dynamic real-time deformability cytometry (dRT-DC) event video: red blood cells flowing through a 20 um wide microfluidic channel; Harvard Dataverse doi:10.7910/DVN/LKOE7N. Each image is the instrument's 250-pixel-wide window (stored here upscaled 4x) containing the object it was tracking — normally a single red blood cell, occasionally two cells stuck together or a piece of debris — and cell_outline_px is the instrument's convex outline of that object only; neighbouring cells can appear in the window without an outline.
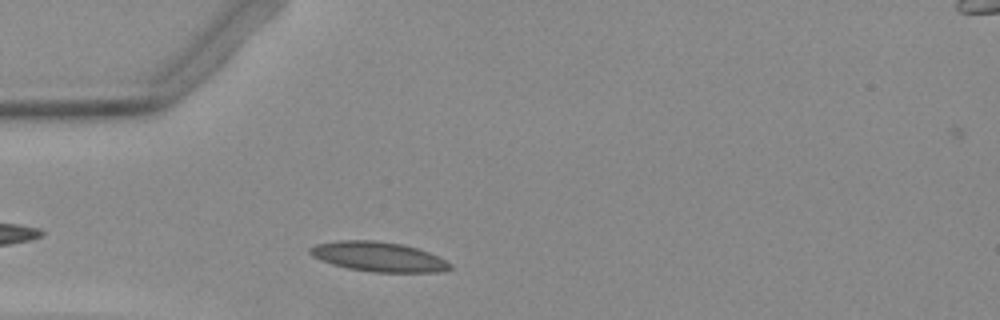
{"species": "Egyptian fruit bat (a non-hibernating species)", "species_latin": "Rousettus aegyptiacus", "temperature_condition": "warm", "stored_images_in_passage": 16, "camera_frame_rate_fps": 3000, "um_per_image_px": 0.085, "animal": {"sex": "female"}, "frame": {"image": 1, "passage_image": 2, "time_ms": 0.333, "image_size_px": [1000, 320], "cell_outline_px": [[452, 268], [436, 272], [372, 272], [348, 268], [332, 264], [320, 260], [312, 256], [308, 252], [308, 248], [316, 244], [336, 240], [376, 240], [400, 244], [416, 248], [428, 252], [452, 264]], "centroid_in_image_um": [32.11, 21.81], "position_along_channel_um": 52.9, "area_um2": 24.16}}
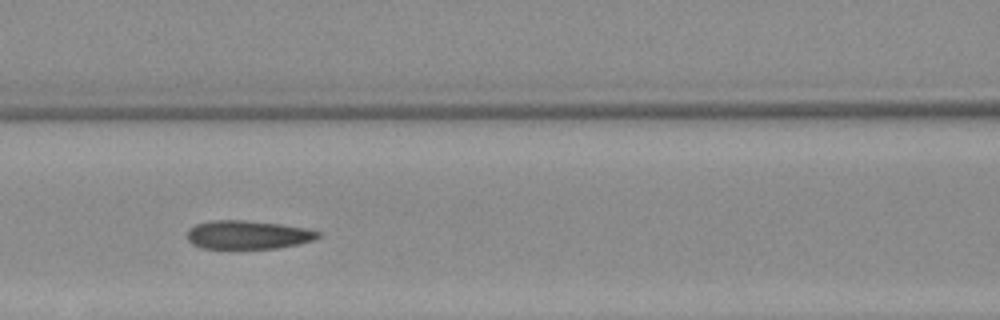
{"frame": {"image": 2, "passage_image": 10, "time_ms": 3.0, "image_size_px": [1000, 320], "cell_outline_px": [[320, 236], [316, 240], [276, 248], [200, 248], [192, 244], [188, 240], [188, 232], [196, 224], [212, 220], [244, 220], [280, 224], [304, 228], [320, 232]], "centroid_in_image_um": [21.07, 19.96], "position_along_channel_um": 145.5, "area_um2": 21.56}}
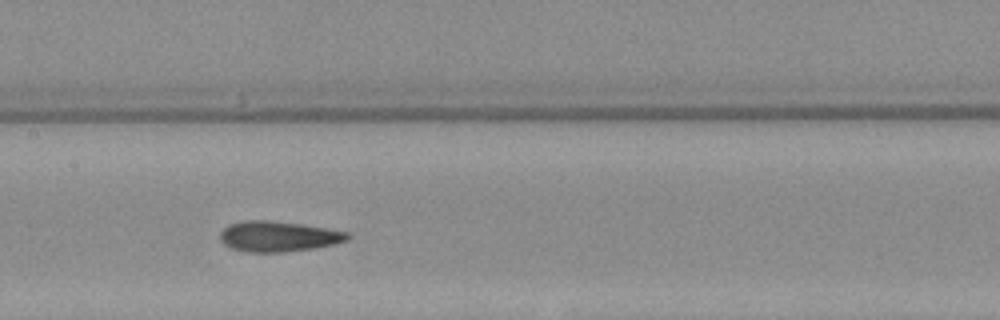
{"frame": {"image": 3, "passage_image": 13, "time_ms": 4.0, "image_size_px": [1000, 320], "cell_outline_px": [[352, 236], [348, 240], [336, 244], [312, 248], [284, 252], [248, 252], [232, 248], [224, 244], [220, 240], [220, 232], [228, 224], [244, 220], [272, 220], [304, 224], [348, 232]], "centroid_in_image_um": [23.67, 20.08], "position_along_channel_um": 183.7, "area_um2": 22.83}}